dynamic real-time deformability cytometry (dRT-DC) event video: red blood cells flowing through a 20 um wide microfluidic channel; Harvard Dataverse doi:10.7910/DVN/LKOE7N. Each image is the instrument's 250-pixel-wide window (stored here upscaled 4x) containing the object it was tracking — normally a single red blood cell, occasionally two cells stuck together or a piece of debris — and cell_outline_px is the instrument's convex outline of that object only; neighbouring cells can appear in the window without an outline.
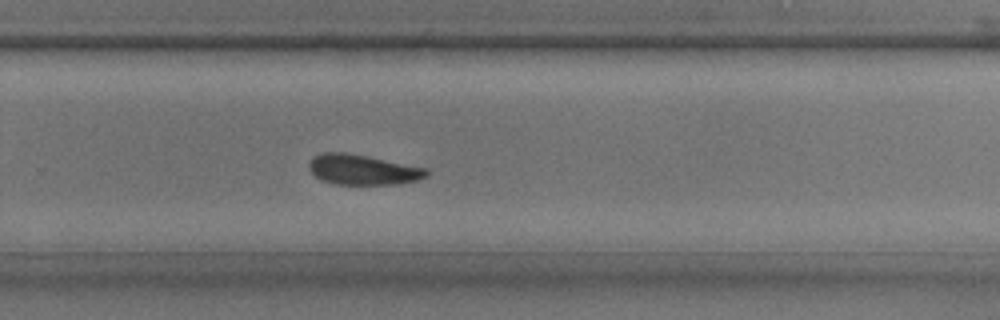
{"species": "common noctule bat (a hibernating species)", "species_latin": "Nyctalus noctula", "temperature_condition": "room temperature", "stored_images_in_passage": 28, "camera_frame_rate_fps": 3000, "um_per_image_px": 0.085, "animal": {"sex": "male", "body_mass_g": 17.9, "forearm_length_mm": 54.2}, "frame": {"image": 1, "passage_image": 16, "time_ms": 5.0, "image_size_px": [1000, 320], "cell_outline_px": [[428, 176], [420, 180], [396, 184], [336, 184], [324, 180], [316, 176], [308, 168], [308, 164], [320, 152], [344, 152], [368, 156], [428, 168]], "centroid_in_image_um": [30.88, 14.42], "position_along_channel_um": 298.9, "area_um2": 20.63}}
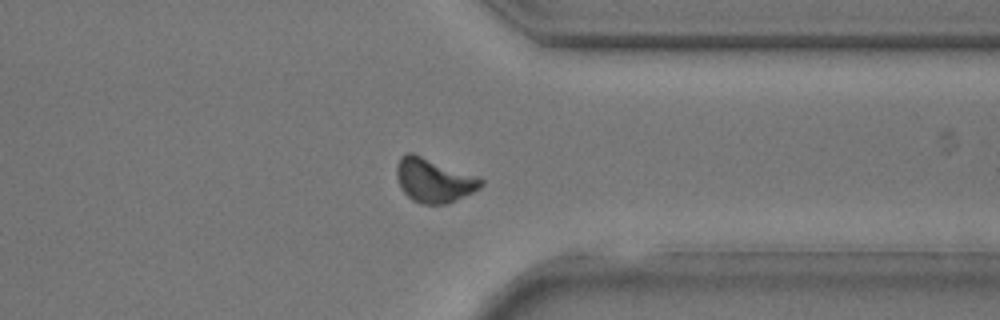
{"frame": {"image": 2, "passage_image": 20, "time_ms": 6.333, "image_size_px": [1000, 320], "cell_outline_px": [[484, 184], [480, 188], [448, 204], [420, 204], [412, 200], [400, 188], [396, 176], [396, 164], [400, 156], [408, 152], [412, 152], [480, 176], [484, 180]], "centroid_in_image_um": [36.88, 15.31], "position_along_channel_um": 374.5, "area_um2": 22.08}}